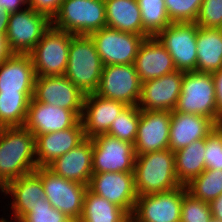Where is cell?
I'll return each mask as SVG.
<instances>
[{"label": "cell", "mask_w": 222, "mask_h": 222, "mask_svg": "<svg viewBox=\"0 0 222 222\" xmlns=\"http://www.w3.org/2000/svg\"><path fill=\"white\" fill-rule=\"evenodd\" d=\"M171 23H195L203 0H164Z\"/></svg>", "instance_id": "cell-35"}, {"label": "cell", "mask_w": 222, "mask_h": 222, "mask_svg": "<svg viewBox=\"0 0 222 222\" xmlns=\"http://www.w3.org/2000/svg\"><path fill=\"white\" fill-rule=\"evenodd\" d=\"M104 66L134 64L145 37L104 27L89 35Z\"/></svg>", "instance_id": "cell-10"}, {"label": "cell", "mask_w": 222, "mask_h": 222, "mask_svg": "<svg viewBox=\"0 0 222 222\" xmlns=\"http://www.w3.org/2000/svg\"><path fill=\"white\" fill-rule=\"evenodd\" d=\"M0 222H7V220L4 219V218H2V219L0 220Z\"/></svg>", "instance_id": "cell-46"}, {"label": "cell", "mask_w": 222, "mask_h": 222, "mask_svg": "<svg viewBox=\"0 0 222 222\" xmlns=\"http://www.w3.org/2000/svg\"><path fill=\"white\" fill-rule=\"evenodd\" d=\"M205 170H222V125L216 126L206 137Z\"/></svg>", "instance_id": "cell-37"}, {"label": "cell", "mask_w": 222, "mask_h": 222, "mask_svg": "<svg viewBox=\"0 0 222 222\" xmlns=\"http://www.w3.org/2000/svg\"><path fill=\"white\" fill-rule=\"evenodd\" d=\"M213 219L209 203L194 198L183 186V202L180 222H211Z\"/></svg>", "instance_id": "cell-34"}, {"label": "cell", "mask_w": 222, "mask_h": 222, "mask_svg": "<svg viewBox=\"0 0 222 222\" xmlns=\"http://www.w3.org/2000/svg\"><path fill=\"white\" fill-rule=\"evenodd\" d=\"M107 27L126 33L150 35L142 28L137 0H104Z\"/></svg>", "instance_id": "cell-26"}, {"label": "cell", "mask_w": 222, "mask_h": 222, "mask_svg": "<svg viewBox=\"0 0 222 222\" xmlns=\"http://www.w3.org/2000/svg\"><path fill=\"white\" fill-rule=\"evenodd\" d=\"M85 95L65 76L35 78L33 98L40 103L69 109L80 119Z\"/></svg>", "instance_id": "cell-15"}, {"label": "cell", "mask_w": 222, "mask_h": 222, "mask_svg": "<svg viewBox=\"0 0 222 222\" xmlns=\"http://www.w3.org/2000/svg\"><path fill=\"white\" fill-rule=\"evenodd\" d=\"M62 1L63 0H28V6L52 20L58 12Z\"/></svg>", "instance_id": "cell-39"}, {"label": "cell", "mask_w": 222, "mask_h": 222, "mask_svg": "<svg viewBox=\"0 0 222 222\" xmlns=\"http://www.w3.org/2000/svg\"><path fill=\"white\" fill-rule=\"evenodd\" d=\"M22 4L23 6H25V4L28 6V0H0V8H3L10 14L20 11L21 8L19 6Z\"/></svg>", "instance_id": "cell-41"}, {"label": "cell", "mask_w": 222, "mask_h": 222, "mask_svg": "<svg viewBox=\"0 0 222 222\" xmlns=\"http://www.w3.org/2000/svg\"><path fill=\"white\" fill-rule=\"evenodd\" d=\"M209 206L213 219L222 221V194L217 198L213 199L209 203Z\"/></svg>", "instance_id": "cell-42"}, {"label": "cell", "mask_w": 222, "mask_h": 222, "mask_svg": "<svg viewBox=\"0 0 222 222\" xmlns=\"http://www.w3.org/2000/svg\"><path fill=\"white\" fill-rule=\"evenodd\" d=\"M103 63L88 35H75L70 42L65 76L84 94L98 89Z\"/></svg>", "instance_id": "cell-3"}, {"label": "cell", "mask_w": 222, "mask_h": 222, "mask_svg": "<svg viewBox=\"0 0 222 222\" xmlns=\"http://www.w3.org/2000/svg\"><path fill=\"white\" fill-rule=\"evenodd\" d=\"M195 23L202 28L222 29V0H203Z\"/></svg>", "instance_id": "cell-38"}, {"label": "cell", "mask_w": 222, "mask_h": 222, "mask_svg": "<svg viewBox=\"0 0 222 222\" xmlns=\"http://www.w3.org/2000/svg\"><path fill=\"white\" fill-rule=\"evenodd\" d=\"M13 53L9 49L6 35H0V64L8 59Z\"/></svg>", "instance_id": "cell-43"}, {"label": "cell", "mask_w": 222, "mask_h": 222, "mask_svg": "<svg viewBox=\"0 0 222 222\" xmlns=\"http://www.w3.org/2000/svg\"><path fill=\"white\" fill-rule=\"evenodd\" d=\"M212 75L216 89L217 111L222 115V68L219 71L212 73Z\"/></svg>", "instance_id": "cell-40"}, {"label": "cell", "mask_w": 222, "mask_h": 222, "mask_svg": "<svg viewBox=\"0 0 222 222\" xmlns=\"http://www.w3.org/2000/svg\"><path fill=\"white\" fill-rule=\"evenodd\" d=\"M19 222H74L66 214L52 207L46 198L32 207Z\"/></svg>", "instance_id": "cell-36"}, {"label": "cell", "mask_w": 222, "mask_h": 222, "mask_svg": "<svg viewBox=\"0 0 222 222\" xmlns=\"http://www.w3.org/2000/svg\"><path fill=\"white\" fill-rule=\"evenodd\" d=\"M140 109L137 106H126L107 132L109 136L134 144L137 137Z\"/></svg>", "instance_id": "cell-33"}, {"label": "cell", "mask_w": 222, "mask_h": 222, "mask_svg": "<svg viewBox=\"0 0 222 222\" xmlns=\"http://www.w3.org/2000/svg\"><path fill=\"white\" fill-rule=\"evenodd\" d=\"M137 2L141 11L142 28L150 36H156L171 24L164 0H137Z\"/></svg>", "instance_id": "cell-32"}, {"label": "cell", "mask_w": 222, "mask_h": 222, "mask_svg": "<svg viewBox=\"0 0 222 222\" xmlns=\"http://www.w3.org/2000/svg\"><path fill=\"white\" fill-rule=\"evenodd\" d=\"M211 222H222V221H218V220L212 219Z\"/></svg>", "instance_id": "cell-45"}, {"label": "cell", "mask_w": 222, "mask_h": 222, "mask_svg": "<svg viewBox=\"0 0 222 222\" xmlns=\"http://www.w3.org/2000/svg\"><path fill=\"white\" fill-rule=\"evenodd\" d=\"M36 74L29 54H12L0 64V93H34Z\"/></svg>", "instance_id": "cell-24"}, {"label": "cell", "mask_w": 222, "mask_h": 222, "mask_svg": "<svg viewBox=\"0 0 222 222\" xmlns=\"http://www.w3.org/2000/svg\"><path fill=\"white\" fill-rule=\"evenodd\" d=\"M184 71L175 70L141 85L140 110L173 111L181 93Z\"/></svg>", "instance_id": "cell-16"}, {"label": "cell", "mask_w": 222, "mask_h": 222, "mask_svg": "<svg viewBox=\"0 0 222 222\" xmlns=\"http://www.w3.org/2000/svg\"><path fill=\"white\" fill-rule=\"evenodd\" d=\"M36 169L35 136L24 126L0 128V189Z\"/></svg>", "instance_id": "cell-1"}, {"label": "cell", "mask_w": 222, "mask_h": 222, "mask_svg": "<svg viewBox=\"0 0 222 222\" xmlns=\"http://www.w3.org/2000/svg\"><path fill=\"white\" fill-rule=\"evenodd\" d=\"M51 25L75 35H90L107 27L104 0H63Z\"/></svg>", "instance_id": "cell-5"}, {"label": "cell", "mask_w": 222, "mask_h": 222, "mask_svg": "<svg viewBox=\"0 0 222 222\" xmlns=\"http://www.w3.org/2000/svg\"><path fill=\"white\" fill-rule=\"evenodd\" d=\"M186 189L194 198L210 203L222 194V170H204L186 185Z\"/></svg>", "instance_id": "cell-31"}, {"label": "cell", "mask_w": 222, "mask_h": 222, "mask_svg": "<svg viewBox=\"0 0 222 222\" xmlns=\"http://www.w3.org/2000/svg\"><path fill=\"white\" fill-rule=\"evenodd\" d=\"M88 189L122 208L130 217L138 198L133 172L93 173Z\"/></svg>", "instance_id": "cell-14"}, {"label": "cell", "mask_w": 222, "mask_h": 222, "mask_svg": "<svg viewBox=\"0 0 222 222\" xmlns=\"http://www.w3.org/2000/svg\"><path fill=\"white\" fill-rule=\"evenodd\" d=\"M134 183L137 196L166 192L181 185L175 171V156L169 148L136 155Z\"/></svg>", "instance_id": "cell-2"}, {"label": "cell", "mask_w": 222, "mask_h": 222, "mask_svg": "<svg viewBox=\"0 0 222 222\" xmlns=\"http://www.w3.org/2000/svg\"><path fill=\"white\" fill-rule=\"evenodd\" d=\"M92 147L93 173L133 172L136 155L132 143L101 134L92 138Z\"/></svg>", "instance_id": "cell-12"}, {"label": "cell", "mask_w": 222, "mask_h": 222, "mask_svg": "<svg viewBox=\"0 0 222 222\" xmlns=\"http://www.w3.org/2000/svg\"><path fill=\"white\" fill-rule=\"evenodd\" d=\"M35 171L41 176L45 198L52 207L78 222L82 215L83 199L88 185L65 179L48 167H37Z\"/></svg>", "instance_id": "cell-7"}, {"label": "cell", "mask_w": 222, "mask_h": 222, "mask_svg": "<svg viewBox=\"0 0 222 222\" xmlns=\"http://www.w3.org/2000/svg\"><path fill=\"white\" fill-rule=\"evenodd\" d=\"M10 13L0 8V35H6Z\"/></svg>", "instance_id": "cell-44"}, {"label": "cell", "mask_w": 222, "mask_h": 222, "mask_svg": "<svg viewBox=\"0 0 222 222\" xmlns=\"http://www.w3.org/2000/svg\"><path fill=\"white\" fill-rule=\"evenodd\" d=\"M206 138L174 152L175 171L181 186L188 185L205 170Z\"/></svg>", "instance_id": "cell-28"}, {"label": "cell", "mask_w": 222, "mask_h": 222, "mask_svg": "<svg viewBox=\"0 0 222 222\" xmlns=\"http://www.w3.org/2000/svg\"><path fill=\"white\" fill-rule=\"evenodd\" d=\"M80 118L71 110L30 100L24 127L34 136L73 127Z\"/></svg>", "instance_id": "cell-18"}, {"label": "cell", "mask_w": 222, "mask_h": 222, "mask_svg": "<svg viewBox=\"0 0 222 222\" xmlns=\"http://www.w3.org/2000/svg\"><path fill=\"white\" fill-rule=\"evenodd\" d=\"M1 191L14 197L11 208L17 222L41 202V198H45L42 179L36 171L11 181Z\"/></svg>", "instance_id": "cell-25"}, {"label": "cell", "mask_w": 222, "mask_h": 222, "mask_svg": "<svg viewBox=\"0 0 222 222\" xmlns=\"http://www.w3.org/2000/svg\"><path fill=\"white\" fill-rule=\"evenodd\" d=\"M51 27V20L44 14L27 7L11 13L6 38L13 54H29Z\"/></svg>", "instance_id": "cell-8"}, {"label": "cell", "mask_w": 222, "mask_h": 222, "mask_svg": "<svg viewBox=\"0 0 222 222\" xmlns=\"http://www.w3.org/2000/svg\"><path fill=\"white\" fill-rule=\"evenodd\" d=\"M122 102L109 100L95 93L85 95L81 121L85 138L107 134L114 118L126 107Z\"/></svg>", "instance_id": "cell-19"}, {"label": "cell", "mask_w": 222, "mask_h": 222, "mask_svg": "<svg viewBox=\"0 0 222 222\" xmlns=\"http://www.w3.org/2000/svg\"><path fill=\"white\" fill-rule=\"evenodd\" d=\"M34 93H0V128L22 127Z\"/></svg>", "instance_id": "cell-30"}, {"label": "cell", "mask_w": 222, "mask_h": 222, "mask_svg": "<svg viewBox=\"0 0 222 222\" xmlns=\"http://www.w3.org/2000/svg\"><path fill=\"white\" fill-rule=\"evenodd\" d=\"M197 72L214 73L222 68V29L198 28Z\"/></svg>", "instance_id": "cell-27"}, {"label": "cell", "mask_w": 222, "mask_h": 222, "mask_svg": "<svg viewBox=\"0 0 222 222\" xmlns=\"http://www.w3.org/2000/svg\"><path fill=\"white\" fill-rule=\"evenodd\" d=\"M171 111L140 110L135 155L169 148Z\"/></svg>", "instance_id": "cell-17"}, {"label": "cell", "mask_w": 222, "mask_h": 222, "mask_svg": "<svg viewBox=\"0 0 222 222\" xmlns=\"http://www.w3.org/2000/svg\"><path fill=\"white\" fill-rule=\"evenodd\" d=\"M134 65L141 83L160 78L176 70L173 58L156 36L144 39Z\"/></svg>", "instance_id": "cell-21"}, {"label": "cell", "mask_w": 222, "mask_h": 222, "mask_svg": "<svg viewBox=\"0 0 222 222\" xmlns=\"http://www.w3.org/2000/svg\"><path fill=\"white\" fill-rule=\"evenodd\" d=\"M84 139L81 119L68 129L35 136L37 167H47L56 158L76 147Z\"/></svg>", "instance_id": "cell-20"}, {"label": "cell", "mask_w": 222, "mask_h": 222, "mask_svg": "<svg viewBox=\"0 0 222 222\" xmlns=\"http://www.w3.org/2000/svg\"><path fill=\"white\" fill-rule=\"evenodd\" d=\"M92 156V139L85 138L80 144L56 158L47 167L65 179L89 185L93 174Z\"/></svg>", "instance_id": "cell-22"}, {"label": "cell", "mask_w": 222, "mask_h": 222, "mask_svg": "<svg viewBox=\"0 0 222 222\" xmlns=\"http://www.w3.org/2000/svg\"><path fill=\"white\" fill-rule=\"evenodd\" d=\"M78 222H131V217L119 206L87 189Z\"/></svg>", "instance_id": "cell-29"}, {"label": "cell", "mask_w": 222, "mask_h": 222, "mask_svg": "<svg viewBox=\"0 0 222 222\" xmlns=\"http://www.w3.org/2000/svg\"><path fill=\"white\" fill-rule=\"evenodd\" d=\"M183 186L138 196L131 222H180Z\"/></svg>", "instance_id": "cell-13"}, {"label": "cell", "mask_w": 222, "mask_h": 222, "mask_svg": "<svg viewBox=\"0 0 222 222\" xmlns=\"http://www.w3.org/2000/svg\"><path fill=\"white\" fill-rule=\"evenodd\" d=\"M74 36L51 25L29 53L36 77L65 74L70 42Z\"/></svg>", "instance_id": "cell-6"}, {"label": "cell", "mask_w": 222, "mask_h": 222, "mask_svg": "<svg viewBox=\"0 0 222 222\" xmlns=\"http://www.w3.org/2000/svg\"><path fill=\"white\" fill-rule=\"evenodd\" d=\"M141 85L134 64L107 65L103 67L95 94L105 99L122 102L127 106H137Z\"/></svg>", "instance_id": "cell-9"}, {"label": "cell", "mask_w": 222, "mask_h": 222, "mask_svg": "<svg viewBox=\"0 0 222 222\" xmlns=\"http://www.w3.org/2000/svg\"><path fill=\"white\" fill-rule=\"evenodd\" d=\"M198 28L196 23H171L156 35L173 58L176 70L196 71Z\"/></svg>", "instance_id": "cell-11"}, {"label": "cell", "mask_w": 222, "mask_h": 222, "mask_svg": "<svg viewBox=\"0 0 222 222\" xmlns=\"http://www.w3.org/2000/svg\"><path fill=\"white\" fill-rule=\"evenodd\" d=\"M173 111L202 115L210 118L217 126L222 125V115L217 111L212 73L184 72L181 93Z\"/></svg>", "instance_id": "cell-4"}, {"label": "cell", "mask_w": 222, "mask_h": 222, "mask_svg": "<svg viewBox=\"0 0 222 222\" xmlns=\"http://www.w3.org/2000/svg\"><path fill=\"white\" fill-rule=\"evenodd\" d=\"M217 125L202 115L171 112L169 149L175 152L195 140L206 138Z\"/></svg>", "instance_id": "cell-23"}]
</instances>
